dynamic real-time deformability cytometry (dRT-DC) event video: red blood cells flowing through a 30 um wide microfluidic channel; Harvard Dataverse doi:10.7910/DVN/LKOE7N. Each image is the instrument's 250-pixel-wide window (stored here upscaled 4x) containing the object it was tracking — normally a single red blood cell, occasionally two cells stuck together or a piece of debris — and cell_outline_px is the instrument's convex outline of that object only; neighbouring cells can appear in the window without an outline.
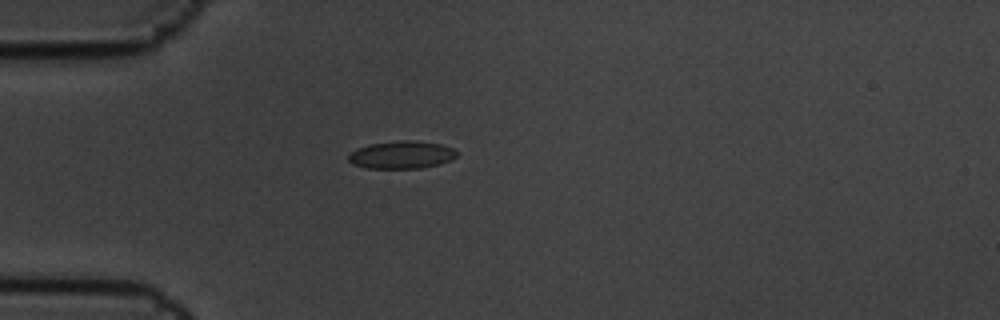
{"species": "common noctule bat (a hibernating species)", "species_latin": "Nyctalus noctula", "temperature_condition": "cold", "stored_images_in_passage": 5, "camera_frame_rate_fps": 3000, "um_per_image_px": 0.085, "animal": {"sex": "male", "body_mass_g": 19.5, "forearm_length_mm": 54.6}, "frame": {"image": 1, "passage_image": 5, "time_ms": 1.333, "image_size_px": [1000, 320], "cell_outline_px": [[456, 156], [452, 160], [440, 164], [420, 168], [368, 168], [352, 164], [348, 160], [348, 156], [356, 148], [368, 144], [400, 140], [412, 140], [440, 144], [452, 148], [456, 152]], "centroid_in_image_um": [34.12, 13.16], "position_along_channel_um": 50.9, "area_um2": 17.46}}